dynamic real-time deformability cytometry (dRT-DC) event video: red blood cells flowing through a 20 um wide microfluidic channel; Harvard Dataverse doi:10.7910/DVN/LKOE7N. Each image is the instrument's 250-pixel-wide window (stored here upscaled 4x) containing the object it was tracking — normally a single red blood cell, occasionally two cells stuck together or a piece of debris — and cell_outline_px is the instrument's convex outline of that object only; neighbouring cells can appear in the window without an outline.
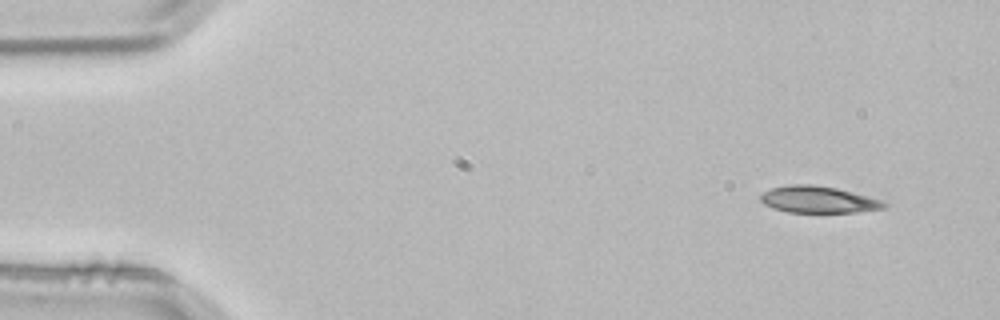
{"species": "common noctule bat (a hibernating species)", "species_latin": "Nyctalus noctula", "temperature_condition": "room temperature", "stored_images_in_passage": 4, "segment_of_instrument_passage": [1, 2], "camera_frame_rate_fps": 3000, "um_per_image_px": 0.085, "animal": {"sex": "male", "body_mass_g": 21.5, "forearm_length_mm": 52.0}, "frame": {"image": 1, "passage_image": 1, "time_ms": 0.0, "image_size_px": [1000, 320], "cell_outline_px": [[888, 204], [884, 208], [856, 212], [820, 216], [788, 212], [772, 208], [764, 204], [760, 200], [760, 196], [764, 192], [772, 188], [792, 184], [812, 184], [836, 188], [884, 200]], "centroid_in_image_um": [69.58, 17.02], "position_along_channel_um": 15.4, "area_um2": 20.17}}
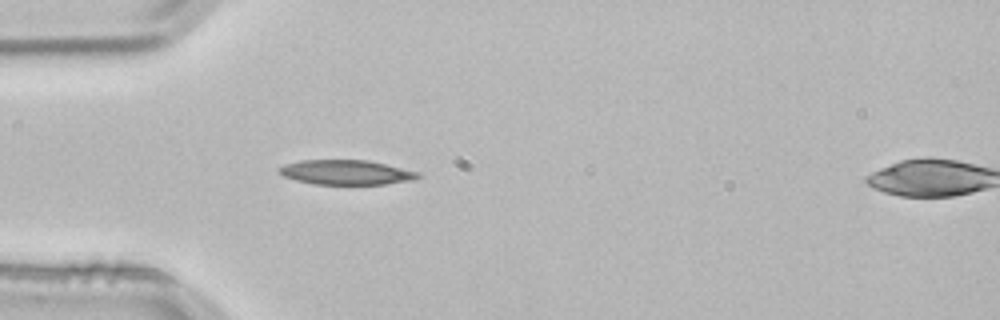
{"frame": {"image": 2, "passage_image": 3, "time_ms": 0.667, "image_size_px": [1000, 320], "cell_outline_px": [[420, 176], [416, 180], [384, 184], [316, 184], [296, 180], [284, 176], [276, 168], [284, 164], [300, 160], [368, 160], [420, 172]], "centroid_in_image_um": [29.44, 14.64], "position_along_channel_um": 55.6, "area_um2": 20.0}}